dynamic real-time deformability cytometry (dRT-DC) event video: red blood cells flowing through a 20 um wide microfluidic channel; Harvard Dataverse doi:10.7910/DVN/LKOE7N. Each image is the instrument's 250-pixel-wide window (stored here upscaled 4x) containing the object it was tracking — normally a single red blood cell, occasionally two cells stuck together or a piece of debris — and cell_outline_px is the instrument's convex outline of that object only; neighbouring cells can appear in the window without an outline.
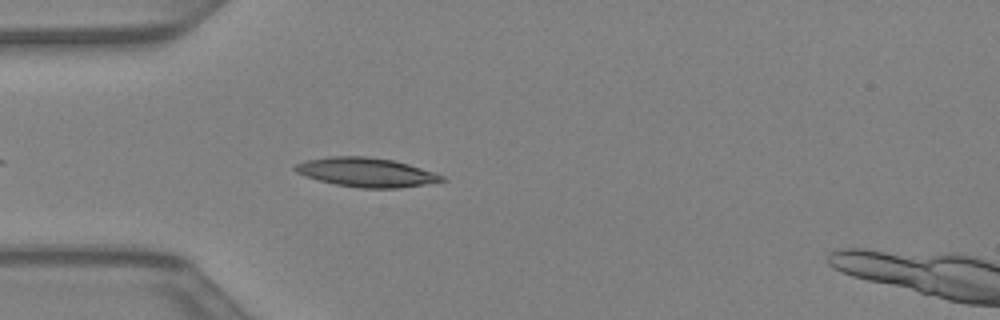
{"species": "Egyptian fruit bat (a non-hibernating species)", "species_latin": "Rousettus aegyptiacus", "temperature_condition": "warm", "stored_images_in_passage": 34, "camera_frame_rate_fps": 3000, "um_per_image_px": 0.085, "animal": {"sex": "female"}, "frame": {"image": 1, "passage_image": 4, "time_ms": 1.0, "image_size_px": [1000, 320], "cell_outline_px": [[448, 180], [400, 188], [360, 188], [336, 184], [320, 180], [296, 172], [292, 168], [296, 164], [304, 160], [332, 156], [364, 156], [392, 160], [408, 164], [444, 176]], "centroid_in_image_um": [31.12, 14.64], "position_along_channel_um": 53.9, "area_um2": 24.62}}
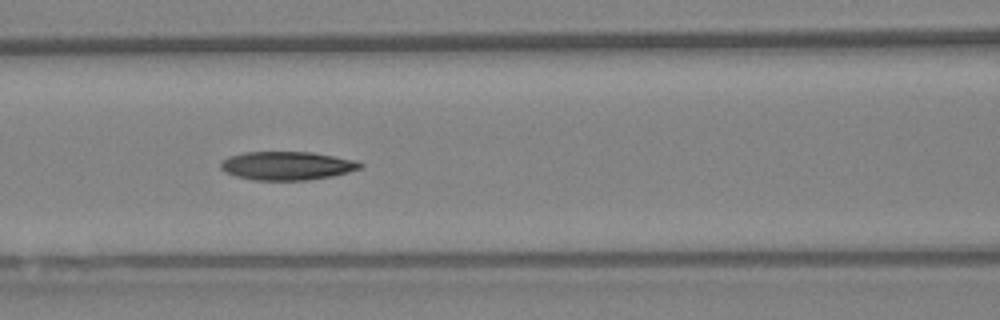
{"frame": {"image": 2, "passage_image": 10, "time_ms": 3.0, "image_size_px": [1000, 320], "cell_outline_px": [[364, 164], [360, 168], [348, 172], [332, 176], [308, 180], [252, 180], [236, 176], [224, 172], [220, 168], [220, 164], [228, 156], [244, 152], [312, 152], [356, 160]], "centroid_in_image_um": [24.38, 14.09], "position_along_channel_um": 142.2, "area_um2": 23.24}}
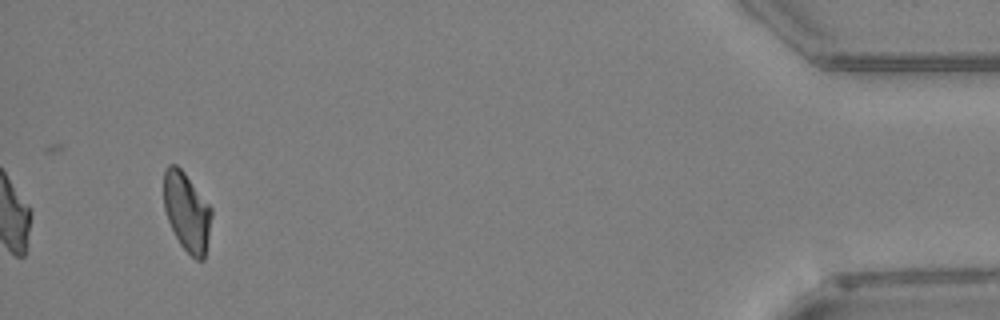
{"frame": {"image": 3, "passage_image": 32, "time_ms": 10.333, "image_size_px": [1000, 320], "cell_outline_px": [[212, 216], [204, 260], [196, 260], [180, 244], [168, 220], [164, 208], [164, 168], [168, 164], [176, 164], [184, 172], [212, 208]], "centroid_in_image_um": [15.88, 17.98], "position_along_channel_um": 419.3, "area_um2": 21.79}}